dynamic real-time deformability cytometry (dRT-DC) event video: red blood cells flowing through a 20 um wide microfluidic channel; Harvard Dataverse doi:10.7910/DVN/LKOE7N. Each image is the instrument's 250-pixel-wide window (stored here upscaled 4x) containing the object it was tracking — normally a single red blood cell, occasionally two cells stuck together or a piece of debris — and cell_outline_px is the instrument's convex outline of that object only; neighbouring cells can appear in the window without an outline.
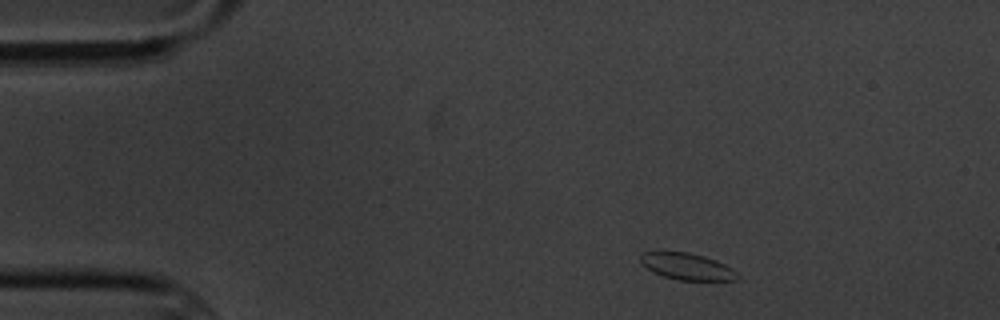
{"species": "common noctule bat (a hibernating species)", "species_latin": "Nyctalus noctula", "temperature_condition": "cold", "stored_images_in_passage": 3, "camera_frame_rate_fps": 3000, "um_per_image_px": 0.085, "animal": {"sex": "male", "body_mass_g": 20.1, "forearm_length_mm": 53.5}, "frame": {"image": 1, "passage_image": 1, "time_ms": 0.0, "image_size_px": [1000, 320], "cell_outline_px": [[740, 276], [736, 280], [680, 280], [664, 276], [652, 272], [640, 260], [640, 256], [644, 252], [688, 252], [704, 256], [716, 260], [732, 268]], "centroid_in_image_um": [58.43, 22.65], "position_along_channel_um": 26.6, "area_um2": 14.85}}